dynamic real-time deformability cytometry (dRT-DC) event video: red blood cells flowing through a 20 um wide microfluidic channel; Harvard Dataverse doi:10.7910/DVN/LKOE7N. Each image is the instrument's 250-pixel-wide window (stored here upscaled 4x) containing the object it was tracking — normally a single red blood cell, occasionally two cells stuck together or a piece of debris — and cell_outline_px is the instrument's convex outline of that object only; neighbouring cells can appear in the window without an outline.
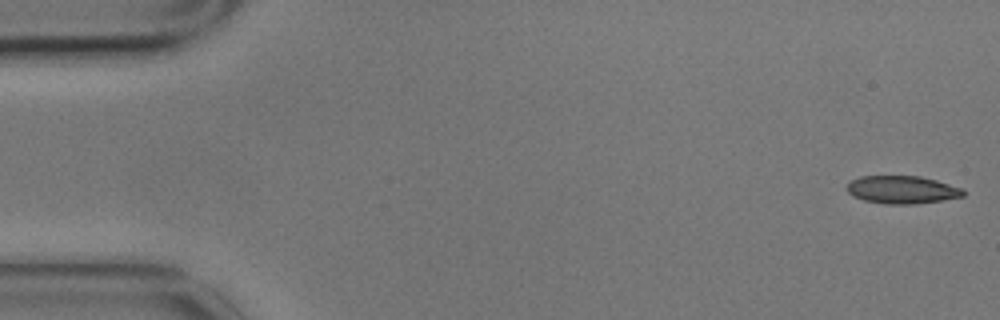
{"species": "common noctule bat (a hibernating species)", "species_latin": "Nyctalus noctula", "temperature_condition": "cold", "stored_images_in_passage": 2, "camera_frame_rate_fps": 3000, "um_per_image_px": 0.085, "animal": {"sex": "male", "body_mass_g": 17.9}, "frame": {"image": 1, "passage_image": 1, "time_ms": 0.0, "image_size_px": [1000, 320], "cell_outline_px": [[964, 196], [916, 204], [884, 204], [864, 200], [852, 196], [848, 192], [848, 184], [852, 180], [860, 176], [920, 176], [936, 180], [964, 188]], "centroid_in_image_um": [76.69, 16.12], "position_along_channel_um": 8.3, "area_um2": 18.84}}